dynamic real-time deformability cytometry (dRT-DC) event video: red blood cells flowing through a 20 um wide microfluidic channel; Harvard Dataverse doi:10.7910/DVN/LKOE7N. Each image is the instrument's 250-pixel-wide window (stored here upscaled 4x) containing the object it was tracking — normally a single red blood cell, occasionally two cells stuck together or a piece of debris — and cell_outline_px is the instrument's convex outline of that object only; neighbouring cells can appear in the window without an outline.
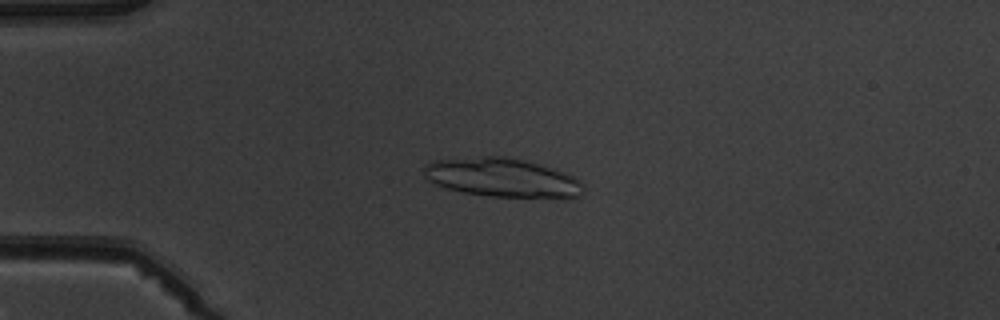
{"species": "common noctule bat (a hibernating species)", "species_latin": "Nyctalus noctula", "temperature_condition": "warm", "stored_images_in_passage": 4, "camera_frame_rate_fps": 3000, "um_per_image_px": 0.085, "animal": {"sex": "male", "body_mass_g": 19.5, "forearm_length_mm": 54.6}, "frame": {"image": 1, "passage_image": 3, "time_ms": 2.667, "image_size_px": [1000, 320], "cell_outline_px": [[584, 192], [580, 196], [572, 200], [564, 200], [488, 196], [464, 192], [448, 188], [436, 184], [428, 180], [424, 176], [424, 164], [432, 160], [484, 156], [504, 156], [524, 160], [552, 168], [564, 172], [580, 180], [584, 184]], "centroid_in_image_um": [42.79, 15.14], "position_along_channel_um": 42.2, "area_um2": 37.11}}